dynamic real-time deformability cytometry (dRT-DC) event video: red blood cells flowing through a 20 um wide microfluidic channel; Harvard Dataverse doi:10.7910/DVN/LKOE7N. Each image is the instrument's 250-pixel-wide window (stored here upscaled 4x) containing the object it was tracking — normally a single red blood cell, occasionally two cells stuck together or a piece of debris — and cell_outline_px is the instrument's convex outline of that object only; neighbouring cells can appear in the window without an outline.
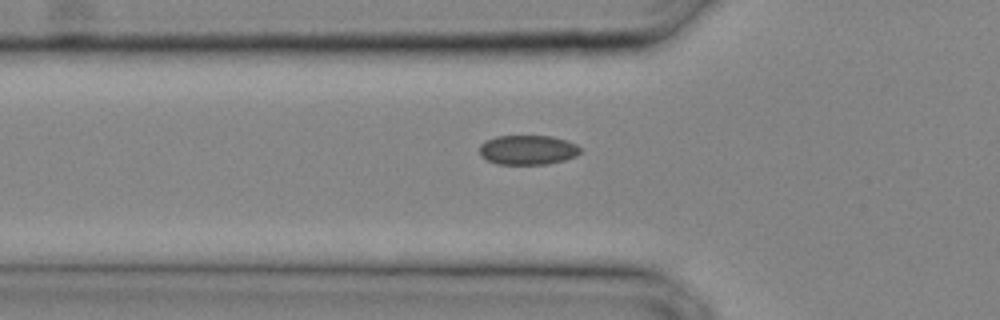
{"species": "common noctule bat (a hibernating species)", "species_latin": "Nyctalus noctula", "temperature_condition": "cold", "stored_images_in_passage": 22, "camera_frame_rate_fps": 3000, "um_per_image_px": 0.085, "animal": {"sex": "male", "body_mass_g": 20.4}, "frame": {"image": 1, "passage_image": 4, "time_ms": 1.0, "image_size_px": [1000, 320], "cell_outline_px": [[580, 152], [576, 156], [564, 160], [548, 164], [496, 164], [480, 156], [480, 144], [484, 140], [496, 136], [552, 136], [576, 144], [580, 148]], "centroid_in_image_um": [44.83, 12.74], "position_along_channel_um": 81.0, "area_um2": 17.4}}
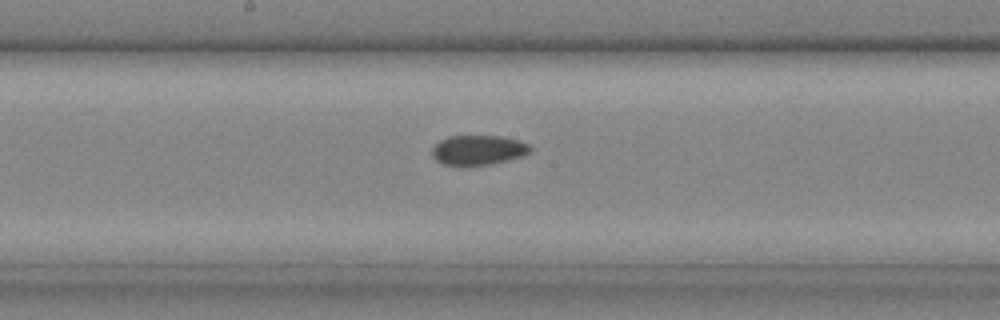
{"frame": {"image": 2, "passage_image": 10, "time_ms": 3.0, "image_size_px": [1000, 320], "cell_outline_px": [[532, 152], [520, 156], [492, 164], [468, 168], [464, 168], [444, 164], [436, 160], [432, 156], [432, 148], [440, 140], [448, 136], [500, 136], [520, 140], [528, 144], [532, 148]], "centroid_in_image_um": [40.63, 12.79], "position_along_channel_um": 207.6, "area_um2": 17.51}}
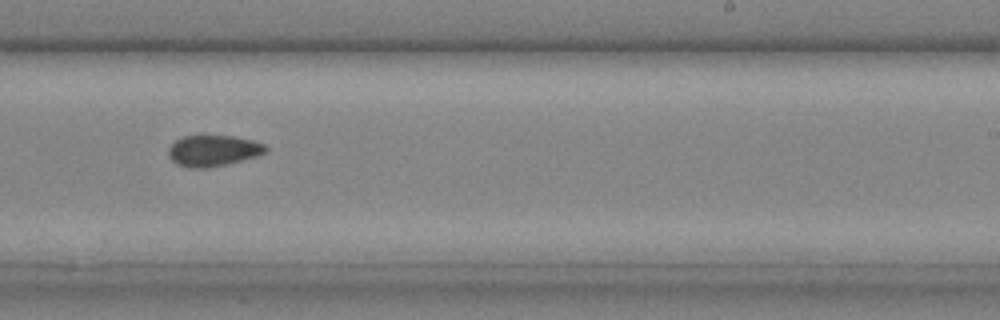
{"frame": {"image": 3, "passage_image": 13, "time_ms": 4.0, "image_size_px": [1000, 320], "cell_outline_px": [[268, 152], [256, 156], [208, 168], [188, 168], [176, 164], [168, 156], [168, 148], [176, 140], [184, 136], [232, 136], [252, 140], [264, 144], [268, 148]], "centroid_in_image_um": [18.1, 12.81], "position_along_channel_um": 270.9, "area_um2": 17.51}}